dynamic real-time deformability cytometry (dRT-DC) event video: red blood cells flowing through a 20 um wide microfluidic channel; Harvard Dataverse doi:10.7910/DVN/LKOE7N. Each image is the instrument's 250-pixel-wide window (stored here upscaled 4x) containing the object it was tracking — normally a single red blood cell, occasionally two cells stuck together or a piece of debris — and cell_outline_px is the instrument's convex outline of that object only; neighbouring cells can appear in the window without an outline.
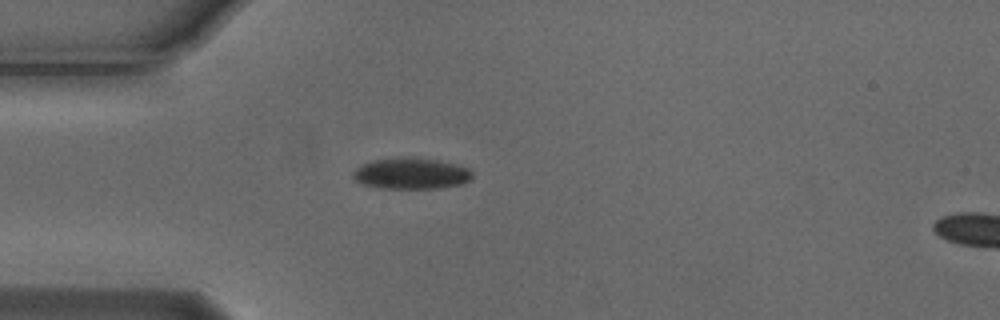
{"species": "Egyptian fruit bat (a non-hibernating species)", "species_latin": "Rousettus aegyptiacus", "temperature_condition": "cold", "stored_images_in_passage": 1, "camera_frame_rate_fps": 3000, "um_per_image_px": 0.085, "animal": {"sex": "male"}, "frame": {"image": 1, "passage_image": 1, "time_ms": 0.0, "image_size_px": [1000, 320], "cell_outline_px": [[472, 176], [468, 180], [460, 184], [440, 188], [380, 188], [360, 184], [352, 176], [352, 172], [356, 168], [372, 160], [436, 160], [468, 168], [472, 172]], "centroid_in_image_um": [34.91, 14.8], "position_along_channel_um": 50.1, "area_um2": 20.63}}